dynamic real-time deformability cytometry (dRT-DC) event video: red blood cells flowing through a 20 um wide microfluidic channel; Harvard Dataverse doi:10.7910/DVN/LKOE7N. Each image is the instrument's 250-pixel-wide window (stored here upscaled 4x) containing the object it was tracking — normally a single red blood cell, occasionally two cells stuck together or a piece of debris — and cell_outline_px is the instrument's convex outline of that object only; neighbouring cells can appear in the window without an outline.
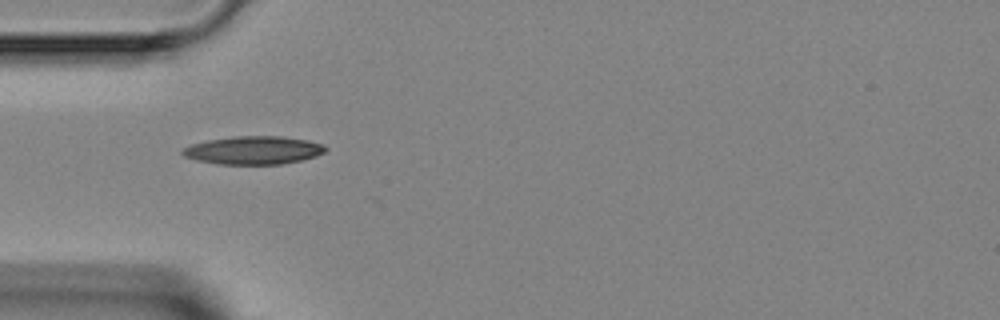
{"species": "Egyptian fruit bat (a non-hibernating species)", "species_latin": "Rousettus aegyptiacus", "temperature_condition": "room temperature", "stored_images_in_passage": 5, "camera_frame_rate_fps": 3000, "um_per_image_px": 0.085, "animal": {"sex": "female"}, "frame": {"image": 1, "passage_image": 1, "time_ms": 0.0, "image_size_px": [1000, 320], "cell_outline_px": [[328, 148], [324, 152], [316, 156], [300, 160], [280, 164], [220, 164], [196, 160], [184, 156], [180, 152], [184, 148], [192, 144], [208, 140], [232, 136], [280, 136], [308, 140], [324, 144]], "centroid_in_image_um": [21.56, 12.76], "position_along_channel_um": 63.4, "area_um2": 23.41}}
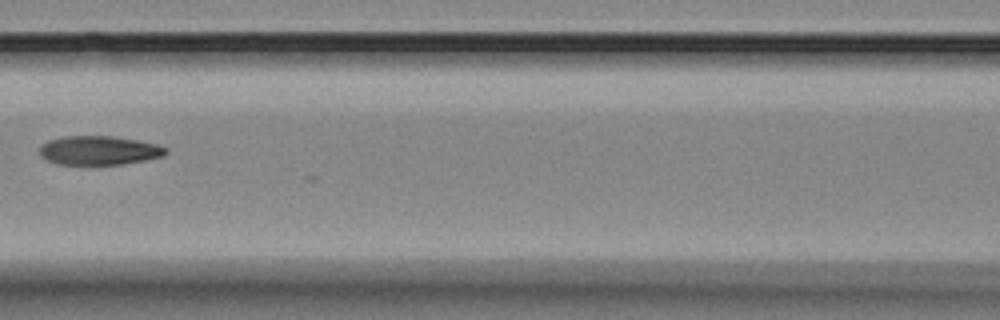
{"frame": {"image": 2, "passage_image": 3, "time_ms": 2.333, "image_size_px": [1000, 320], "cell_outline_px": [[168, 152], [164, 156], [124, 164], [60, 164], [48, 160], [40, 156], [40, 144], [48, 140], [64, 136], [112, 136], [136, 140], [156, 144], [168, 148]], "centroid_in_image_um": [8.42, 12.78], "position_along_channel_um": 158.2, "area_um2": 21.27}}
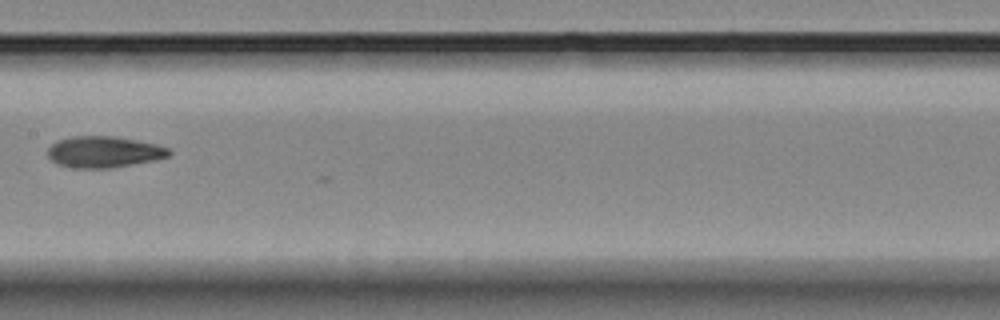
{"frame": {"image": 3, "passage_image": 4, "time_ms": 3.333, "image_size_px": [1000, 320], "cell_outline_px": [[172, 152], [168, 156], [156, 160], [112, 168], [72, 168], [56, 164], [48, 156], [48, 148], [56, 140], [72, 136], [116, 136], [156, 144], [168, 148]], "centroid_in_image_um": [8.82, 12.91], "position_along_channel_um": 198.6, "area_um2": 22.31}}